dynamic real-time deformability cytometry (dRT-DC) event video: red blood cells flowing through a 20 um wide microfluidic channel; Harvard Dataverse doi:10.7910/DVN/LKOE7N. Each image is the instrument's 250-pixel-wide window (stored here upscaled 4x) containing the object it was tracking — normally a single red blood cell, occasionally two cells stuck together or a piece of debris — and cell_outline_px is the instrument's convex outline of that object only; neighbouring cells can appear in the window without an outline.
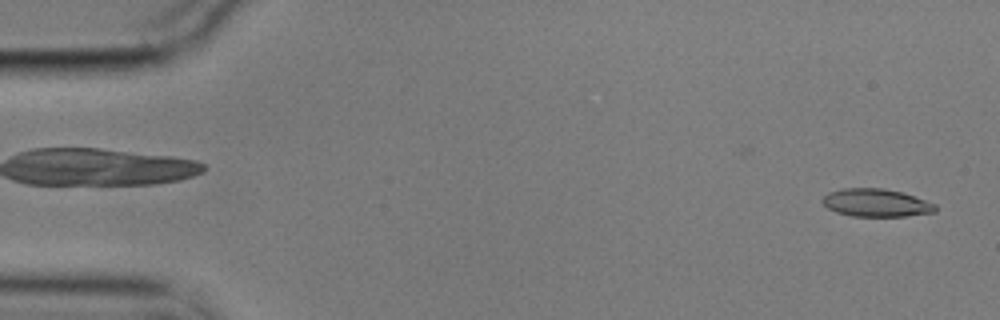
{"species": "common noctule bat (a hibernating species)", "species_latin": "Nyctalus noctula", "temperature_condition": "cold", "stored_images_in_passage": 43, "camera_frame_rate_fps": 3000, "um_per_image_px": 0.085, "animal": {"sex": "male", "body_mass_g": 17.9}, "frame": {"image": 1, "passage_image": 1, "time_ms": 0.0, "image_size_px": [1000, 320], "cell_outline_px": [[936, 212], [904, 216], [852, 216], [836, 212], [828, 208], [820, 200], [828, 192], [844, 188], [884, 188], [900, 192], [936, 204]], "centroid_in_image_um": [74.44, 17.24], "position_along_channel_um": 10.6, "area_um2": 18.21}}
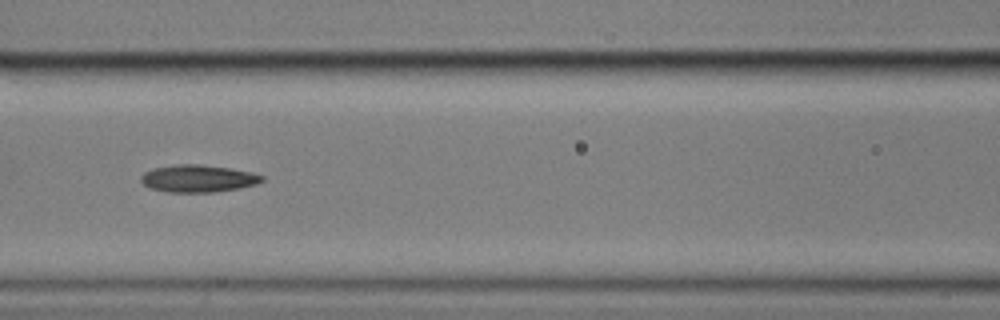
{"frame": {"image": 2, "passage_image": 23, "time_ms": 7.333, "image_size_px": [1000, 320], "cell_outline_px": [[264, 180], [256, 184], [240, 188], [212, 192], [168, 192], [152, 188], [144, 184], [140, 180], [140, 176], [144, 172], [152, 168], [176, 164], [200, 164], [228, 168], [252, 172], [264, 176]], "centroid_in_image_um": [16.83, 15.16], "position_along_channel_um": 149.8, "area_um2": 19.25}}
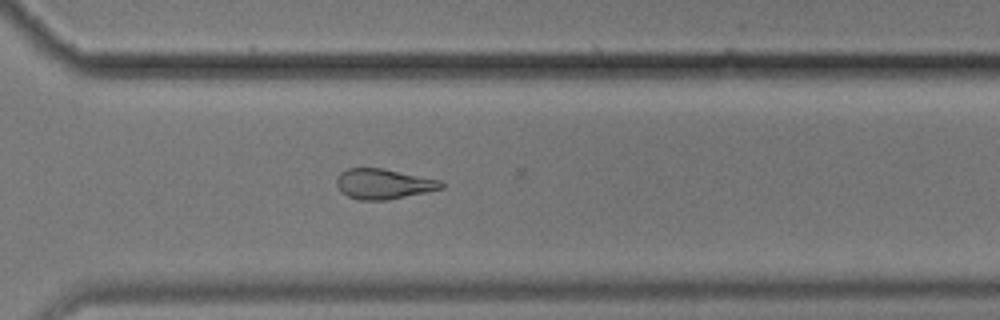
{"frame": {"image": 3, "passage_image": 39, "time_ms": 12.667, "image_size_px": [1000, 320], "cell_outline_px": [[444, 188], [388, 200], [360, 200], [348, 196], [340, 192], [336, 184], [336, 180], [340, 172], [348, 168], [384, 168], [440, 180], [444, 184]], "centroid_in_image_um": [32.58, 15.63], "position_along_channel_um": 338.0, "area_um2": 18.5}, "authors_computed_cell_mechanics": {"area_um2": 18.785, "velocity_mm_per_s": 3.5397, "shape_relaxation_time_tau1_ms": 8.3323, "shape_relaxation_time_tau2_ms": 5.7812, "deformation_change_tau1": 0.18, "deformation_change_tau2": 0.1484}}